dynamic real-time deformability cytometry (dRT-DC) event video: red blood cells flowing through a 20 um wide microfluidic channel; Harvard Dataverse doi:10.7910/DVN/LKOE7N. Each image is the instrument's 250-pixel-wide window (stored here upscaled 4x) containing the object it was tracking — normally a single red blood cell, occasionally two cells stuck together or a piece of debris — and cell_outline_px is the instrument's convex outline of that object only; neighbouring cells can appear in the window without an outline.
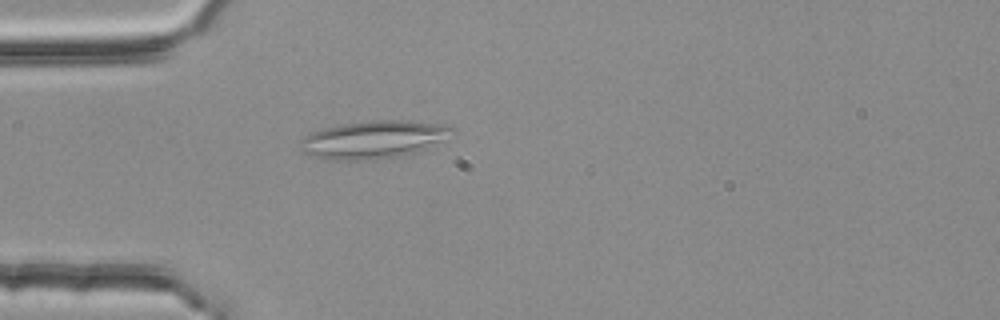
{"species": "common noctule bat (a hibernating species)", "species_latin": "Nyctalus noctula", "temperature_condition": "room temperature", "stored_images_in_passage": 2, "camera_frame_rate_fps": 3000, "um_per_image_px": 0.085, "animal": {"sex": "female", "body_mass_g": 25.1}, "frame": {"image": 1, "passage_image": 2, "time_ms": 0.333, "image_size_px": [1000, 320], "cell_outline_px": [[456, 128], [444, 140], [424, 148], [400, 156], [368, 160], [328, 160], [304, 152], [300, 148], [300, 140], [304, 136], [312, 132], [324, 128], [344, 124], [372, 120], [400, 120], [444, 124]], "centroid_in_image_um": [31.73, 11.86], "position_along_channel_um": 53.3, "area_um2": 33.06}}